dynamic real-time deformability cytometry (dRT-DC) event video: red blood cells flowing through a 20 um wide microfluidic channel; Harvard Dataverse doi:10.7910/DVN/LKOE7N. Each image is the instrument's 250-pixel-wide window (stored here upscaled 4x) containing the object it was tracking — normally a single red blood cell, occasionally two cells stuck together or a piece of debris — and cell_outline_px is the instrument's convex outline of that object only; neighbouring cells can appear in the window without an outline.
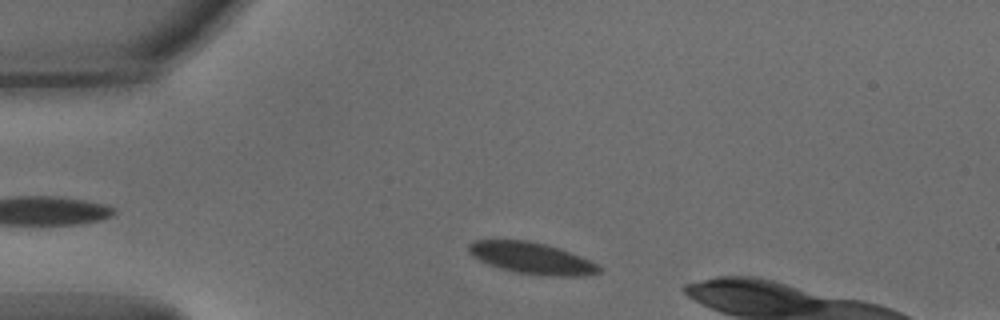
{"species": "common noctule bat (a hibernating species)", "species_latin": "Nyctalus noctula", "temperature_condition": "warm", "stored_images_in_passage": 36, "camera_frame_rate_fps": 3000, "um_per_image_px": 0.085, "animal": {"sex": "male", "body_mass_g": 15.6}, "frame": {"image": 1, "passage_image": 4, "time_ms": 1.0, "image_size_px": [1000, 320], "cell_outline_px": [[600, 272], [580, 276], [548, 276], [516, 272], [500, 268], [488, 264], [472, 256], [468, 252], [468, 244], [476, 240], [528, 240], [560, 248], [580, 256], [596, 264], [600, 268]], "centroid_in_image_um": [45.16, 21.94], "position_along_channel_um": 39.8, "area_um2": 23.7}}
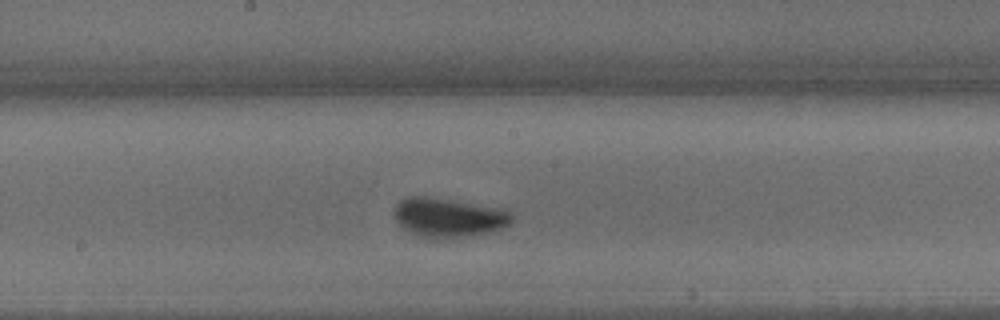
{"frame": {"image": 2, "passage_image": 20, "time_ms": 6.333, "image_size_px": [1000, 320], "cell_outline_px": [[512, 220], [508, 224], [492, 232], [456, 240], [428, 240], [404, 228], [396, 220], [392, 212], [396, 204], [400, 200], [412, 196], [424, 196], [504, 208], [512, 212]], "centroid_in_image_um": [38.14, 18.53], "position_along_channel_um": 210.1, "area_um2": 27.57}}
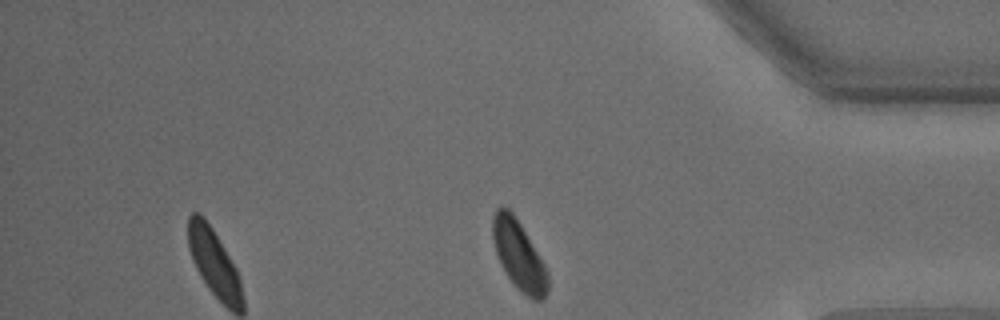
{"frame": {"image": 3, "passage_image": 36, "time_ms": 11.667, "image_size_px": [1000, 320], "cell_outline_px": [[548, 288], [544, 300], [532, 300], [508, 276], [500, 264], [496, 252], [492, 236], [492, 216], [496, 208], [504, 204], [512, 212], [520, 224], [544, 264], [548, 272]], "centroid_in_image_um": [44.08, 21.65], "position_along_channel_um": 391.1, "area_um2": 21.85}, "authors_computed_cell_mechanics": {"area_um2": 24.276, "velocity_mm_per_s": 3.777, "shape_relaxation_time_tau1_ms": 4.4474, "shape_relaxation_time_tau2_ms": null, "deformation_change_tau1": 0.1526, "deformation_change_tau2": null}}